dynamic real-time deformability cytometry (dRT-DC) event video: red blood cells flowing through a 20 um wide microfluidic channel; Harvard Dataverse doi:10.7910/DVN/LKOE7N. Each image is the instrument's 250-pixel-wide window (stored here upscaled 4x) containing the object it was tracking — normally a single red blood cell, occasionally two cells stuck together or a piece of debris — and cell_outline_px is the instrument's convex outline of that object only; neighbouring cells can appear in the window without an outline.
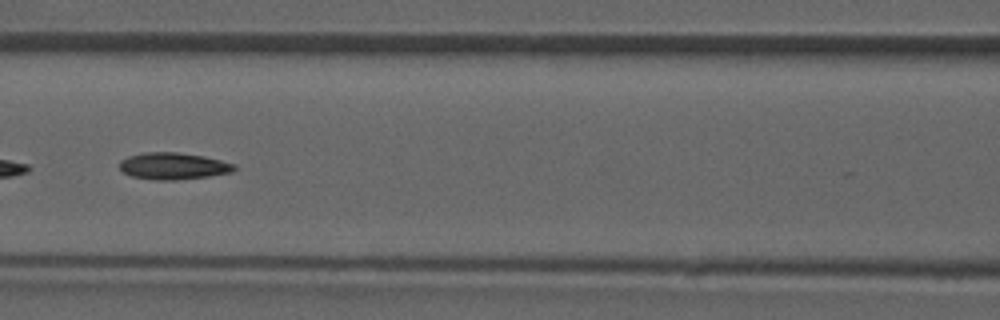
{"species": "common noctule bat (a hibernating species)", "species_latin": "Nyctalus noctula", "temperature_condition": "room temperature", "stored_images_in_passage": 6, "camera_frame_rate_fps": 3000, "um_per_image_px": 0.085, "animal": {"sex": "male", "forearm_length_mm": 52.5}, "frame": {"image": 1, "passage_image": 5, "time_ms": 4.667, "image_size_px": [1000, 320], "cell_outline_px": [[236, 168], [232, 172], [208, 176], [176, 180], [152, 180], [132, 176], [124, 172], [120, 168], [120, 160], [128, 156], [144, 152], [176, 152], [204, 156], [236, 164]], "centroid_in_image_um": [14.73, 14.11], "position_along_channel_um": 151.9, "area_um2": 17.92}}